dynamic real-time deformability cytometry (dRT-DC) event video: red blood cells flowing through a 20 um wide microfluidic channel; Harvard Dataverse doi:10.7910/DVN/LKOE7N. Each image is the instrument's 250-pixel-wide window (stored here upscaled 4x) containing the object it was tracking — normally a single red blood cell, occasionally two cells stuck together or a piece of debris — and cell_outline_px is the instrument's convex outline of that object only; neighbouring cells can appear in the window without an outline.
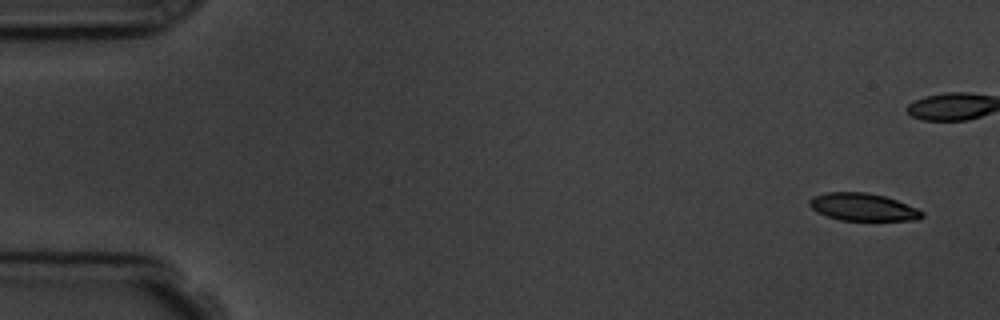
{"species": "common noctule bat (a hibernating species)", "species_latin": "Nyctalus noctula", "temperature_condition": "room temperature", "stored_images_in_passage": 5, "camera_frame_rate_fps": 3000, "um_per_image_px": 0.085, "animal": {"sex": "male", "body_mass_g": 19.5, "forearm_length_mm": 54.6}, "frame": {"image": 1, "passage_image": 1, "time_ms": 0.0, "image_size_px": [1000, 320], "cell_outline_px": [[924, 216], [916, 220], [840, 220], [816, 212], [808, 204], [808, 200], [812, 196], [828, 192], [868, 192], [884, 196], [896, 200], [916, 208], [924, 212]], "centroid_in_image_um": [73.32, 17.59], "position_along_channel_um": 11.7, "area_um2": 18.03}}
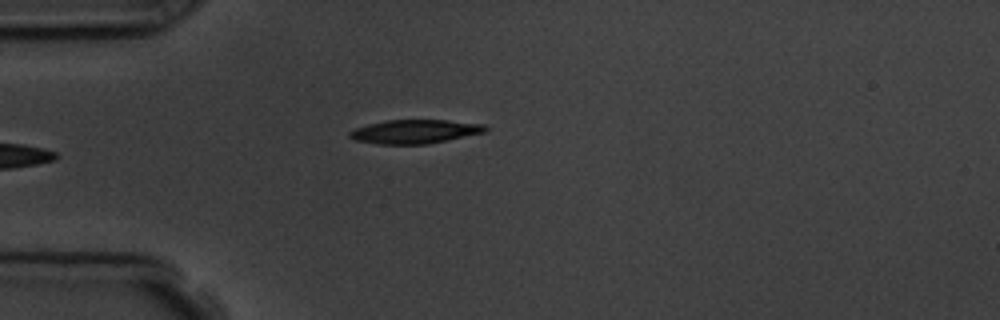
{"frame": {"image": 2, "passage_image": 5, "time_ms": 5.333, "image_size_px": [1000, 320], "cell_outline_px": [[488, 128], [484, 132], [448, 140], [428, 144], [376, 144], [356, 140], [348, 136], [348, 132], [356, 128], [368, 124], [388, 120], [448, 120], [484, 124]], "centroid_in_image_um": [35.25, 11.18], "position_along_channel_um": 49.7, "area_um2": 18.79}}